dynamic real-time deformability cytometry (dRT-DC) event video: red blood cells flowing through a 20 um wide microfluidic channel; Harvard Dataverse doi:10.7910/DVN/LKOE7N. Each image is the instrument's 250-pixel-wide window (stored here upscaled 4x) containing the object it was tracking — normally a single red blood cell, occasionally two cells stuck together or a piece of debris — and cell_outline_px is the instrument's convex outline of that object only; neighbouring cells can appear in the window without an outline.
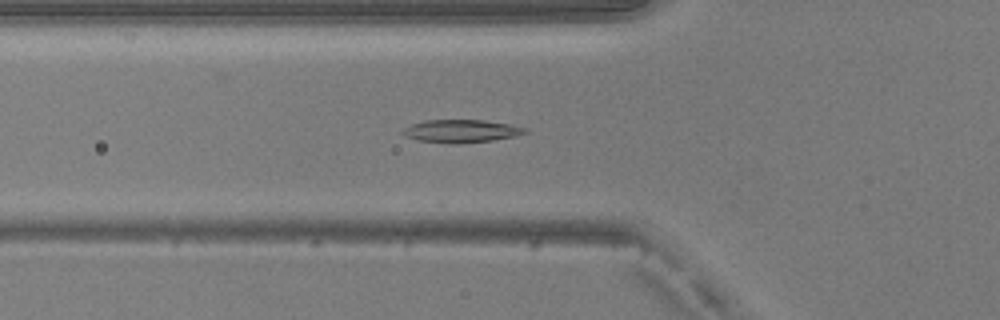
{"species": "common noctule bat (a hibernating species)", "species_latin": "Nyctalus noctula", "temperature_condition": "warm", "stored_images_in_passage": 35, "camera_frame_rate_fps": 3000, "um_per_image_px": 0.085, "animal": {"sex": "male", "body_mass_g": 20.5, "forearm_length_mm": 52.5}, "frame": {"image": 1, "passage_image": 3, "time_ms": 0.667, "image_size_px": [1000, 320], "cell_outline_px": [[528, 132], [512, 136], [492, 140], [456, 144], [420, 140], [404, 136], [400, 132], [404, 128], [412, 124], [424, 120], [484, 120], [512, 124], [528, 128]], "centroid_in_image_um": [39.2, 11.13], "position_along_channel_um": 86.6, "area_um2": 16.24}}
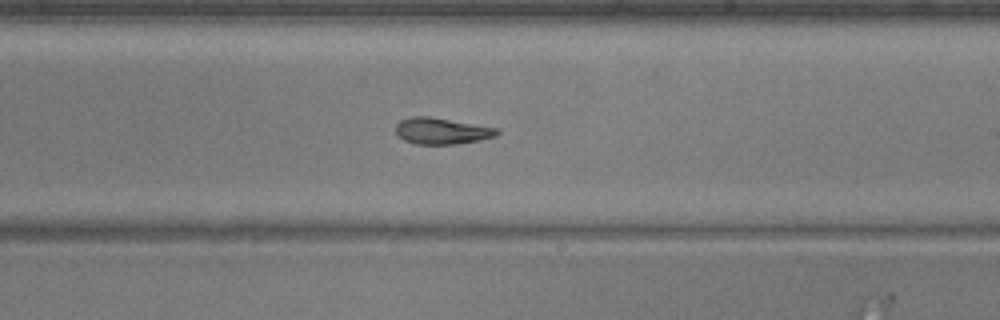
{"frame": {"image": 2, "passage_image": 15, "time_ms": 4.667, "image_size_px": [1000, 320], "cell_outline_px": [[500, 132], [496, 136], [480, 140], [456, 144], [416, 144], [404, 140], [396, 132], [396, 124], [400, 120], [412, 116], [428, 116], [500, 128]], "centroid_in_image_um": [37.57, 11.13], "position_along_channel_um": 251.4, "area_um2": 15.61}}
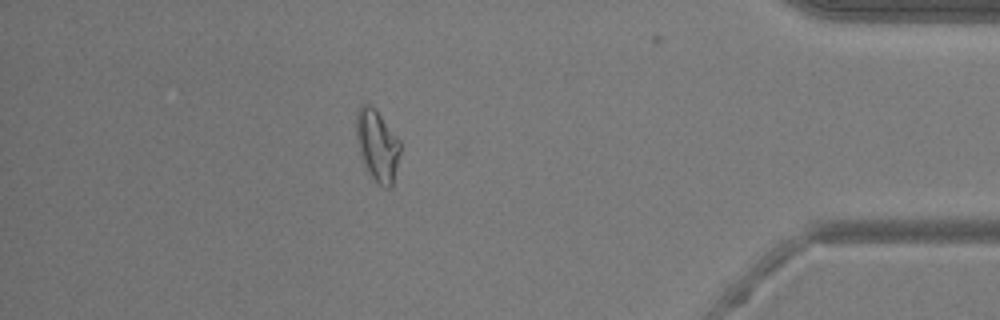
{"frame": {"image": 3, "passage_image": 29, "time_ms": 9.333, "image_size_px": [1000, 320], "cell_outline_px": [[400, 152], [392, 188], [384, 188], [376, 184], [368, 172], [360, 156], [356, 140], [356, 112], [360, 104], [372, 104], [376, 108], [400, 140]], "centroid_in_image_um": [32.06, 12.35], "position_along_channel_um": 403.1, "area_um2": 18.79}, "authors_computed_cell_mechanics": {"area_um2": 15.8372, "velocity_mm_per_s": 4.1032, "shape_relaxation_time_tau1_ms": 5.2178, "shape_relaxation_time_tau2_ms": 2.8724, "deformation_change_tau1": 0.1519, "deformation_change_tau2": 0.1055}}